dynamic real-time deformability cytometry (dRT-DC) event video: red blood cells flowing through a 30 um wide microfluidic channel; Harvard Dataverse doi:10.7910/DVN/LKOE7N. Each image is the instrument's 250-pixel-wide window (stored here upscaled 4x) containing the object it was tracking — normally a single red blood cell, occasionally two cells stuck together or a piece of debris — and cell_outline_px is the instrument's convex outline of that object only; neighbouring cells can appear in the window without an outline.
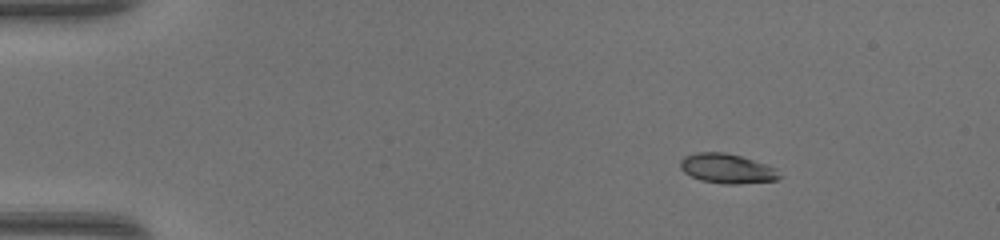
{"species": "common noctule bat (a hibernating species)", "species_latin": "Nyctalus noctula", "temperature_condition": "warm", "stored_images_in_passage": 42, "camera_frame_rate_fps": 3000, "um_per_image_px": 0.085, "animal": {"sex": "female", "body_mass_g": 17.0, "forearm_length_mm": 48.0}, "frame": {"image": 1, "passage_image": 1, "time_ms": 0.0, "image_size_px": [1000, 240], "cell_outline_px": [[780, 176], [776, 180], [736, 184], [724, 184], [700, 180], [684, 172], [680, 168], [680, 160], [684, 156], [696, 152], [724, 152], [740, 156], [776, 168]], "centroid_in_image_um": [61.75, 14.32], "position_along_channel_um": 23.2, "area_um2": 16.94}}
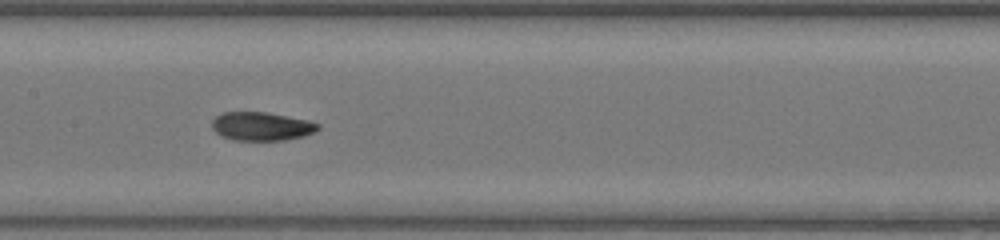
{"frame": {"image": 2, "passage_image": 19, "time_ms": 6.0, "image_size_px": [1000, 240], "cell_outline_px": [[320, 128], [304, 136], [284, 140], [236, 140], [220, 136], [212, 128], [212, 120], [216, 116], [224, 112], [264, 112], [308, 120], [320, 124]], "centroid_in_image_um": [22.21, 10.74], "position_along_channel_um": 185.2, "area_um2": 17.51}}
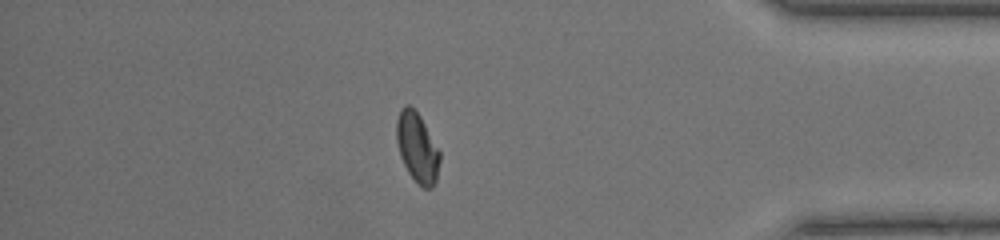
{"frame": {"image": 3, "passage_image": 36, "time_ms": 11.667, "image_size_px": [1000, 240], "cell_outline_px": [[440, 160], [436, 180], [432, 188], [424, 188], [408, 172], [400, 156], [396, 140], [396, 120], [400, 108], [404, 104], [408, 104], [420, 116], [440, 152]], "centroid_in_image_um": [35.44, 12.51], "position_along_channel_um": 399.8, "area_um2": 17.4}, "authors_computed_cell_mechanics": {"area_um2": 17.5423, "velocity_mm_per_s": 4.3525, "shape_relaxation_time_tau1_ms": null, "shape_relaxation_time_tau2_ms": 1.6319, "deformation_change_tau1": null, "deformation_change_tau2": 0.0563}}